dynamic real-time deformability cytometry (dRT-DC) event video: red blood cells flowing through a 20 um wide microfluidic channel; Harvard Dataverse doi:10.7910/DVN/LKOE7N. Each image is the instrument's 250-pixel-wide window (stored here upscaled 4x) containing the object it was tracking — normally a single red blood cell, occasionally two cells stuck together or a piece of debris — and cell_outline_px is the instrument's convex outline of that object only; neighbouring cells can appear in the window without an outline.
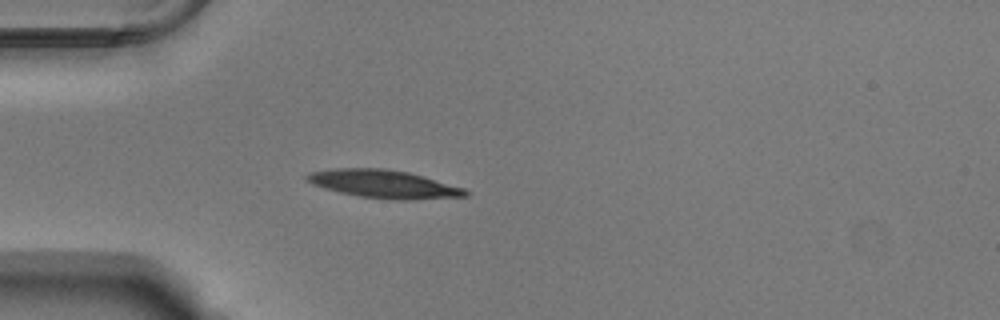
{"species": "Egyptian fruit bat (a non-hibernating species)", "species_latin": "Rousettus aegyptiacus", "temperature_condition": "warm", "stored_images_in_passage": 39, "camera_frame_rate_fps": 3000, "um_per_image_px": 0.085, "animal": {"sex": "male"}, "frame": {"image": 1, "passage_image": 1, "time_ms": 0.0, "image_size_px": [1000, 320], "cell_outline_px": [[468, 196], [408, 200], [396, 200], [360, 196], [340, 192], [324, 188], [312, 184], [304, 176], [312, 172], [336, 168], [388, 168], [408, 172], [464, 188], [468, 192]], "centroid_in_image_um": [32.62, 15.64], "position_along_channel_um": 52.4, "area_um2": 25.66}}
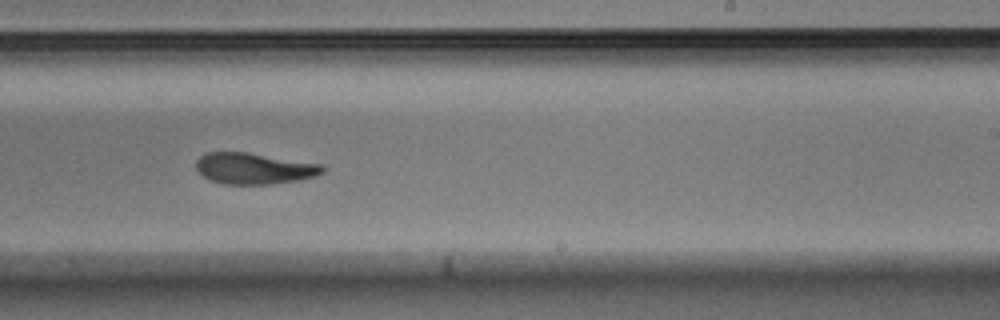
{"frame": {"image": 2, "passage_image": 19, "time_ms": 6.0, "image_size_px": [1000, 320], "cell_outline_px": [[328, 168], [324, 172], [316, 176], [300, 180], [272, 184], [224, 184], [212, 180], [204, 176], [196, 168], [196, 160], [204, 152], [244, 152], [324, 164]], "centroid_in_image_um": [21.65, 14.32], "position_along_channel_um": 267.3, "area_um2": 23.12}}
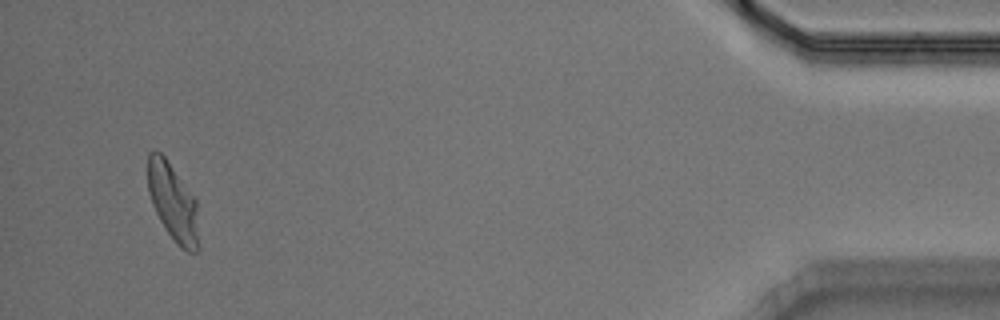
{"frame": {"image": 3, "passage_image": 37, "time_ms": 12.0, "image_size_px": [1000, 320], "cell_outline_px": [[196, 252], [188, 252], [180, 248], [176, 244], [160, 220], [152, 204], [148, 192], [148, 152], [160, 152], [164, 156], [196, 200]], "centroid_in_image_um": [14.65, 17.16], "position_along_channel_um": 420.5, "area_um2": 22.14}, "authors_computed_cell_mechanics": {"area_um2": 23.5824, "velocity_mm_per_s": 3.7619, "shape_relaxation_time_tau1_ms": null, "shape_relaxation_time_tau2_ms": 4.8108, "deformation_change_tau1": null, "deformation_change_tau2": 0.1322}}